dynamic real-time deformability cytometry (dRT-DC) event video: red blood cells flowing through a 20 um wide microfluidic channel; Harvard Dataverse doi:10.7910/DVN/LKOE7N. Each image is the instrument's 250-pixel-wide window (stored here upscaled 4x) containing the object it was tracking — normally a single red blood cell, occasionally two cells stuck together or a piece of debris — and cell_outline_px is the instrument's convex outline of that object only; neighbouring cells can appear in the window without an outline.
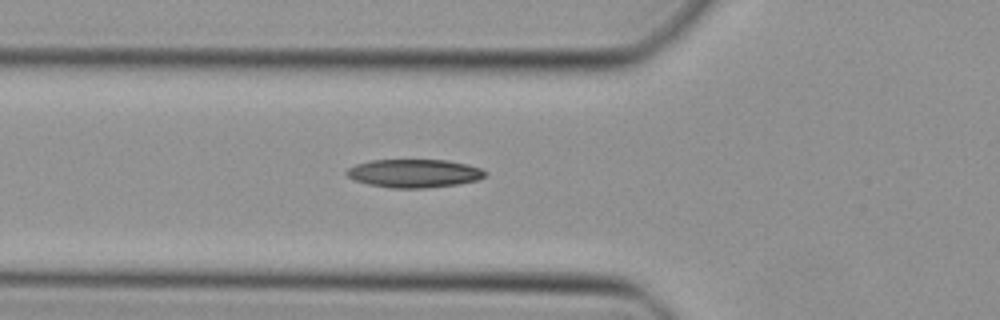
{"species": "Egyptian fruit bat (a non-hibernating species)", "species_latin": "Rousettus aegyptiacus", "temperature_condition": "cold", "stored_images_in_passage": 29, "camera_frame_rate_fps": 3000, "um_per_image_px": 0.085, "animal": {"sex": "female"}, "frame": {"image": 1, "passage_image": 2, "time_ms": 0.333, "image_size_px": [1000, 320], "cell_outline_px": [[488, 176], [480, 180], [460, 184], [424, 188], [392, 188], [368, 184], [356, 180], [348, 176], [344, 172], [348, 168], [356, 164], [372, 160], [448, 160], [468, 164], [480, 168], [488, 172]], "centroid_in_image_um": [35.27, 14.73], "position_along_channel_um": 90.5, "area_um2": 23.06}}
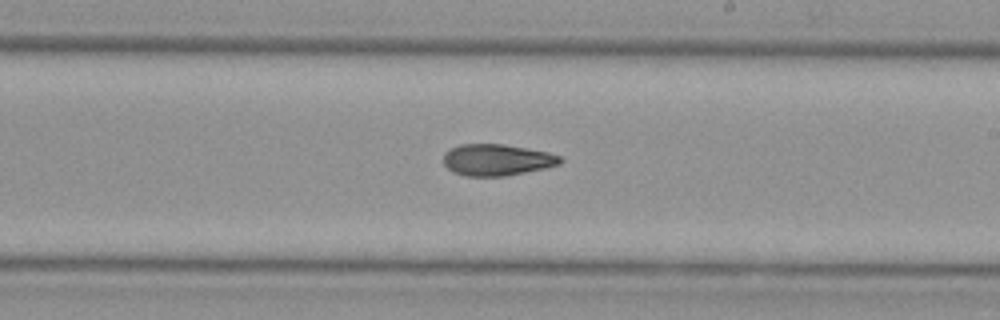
{"frame": {"image": 2, "passage_image": 13, "time_ms": 4.0, "image_size_px": [1000, 320], "cell_outline_px": [[564, 160], [560, 164], [544, 168], [504, 176], [468, 176], [452, 172], [444, 164], [444, 152], [460, 144], [504, 144], [548, 152], [560, 156]], "centroid_in_image_um": [42.23, 13.58], "position_along_channel_um": 246.8, "area_um2": 21.33}}
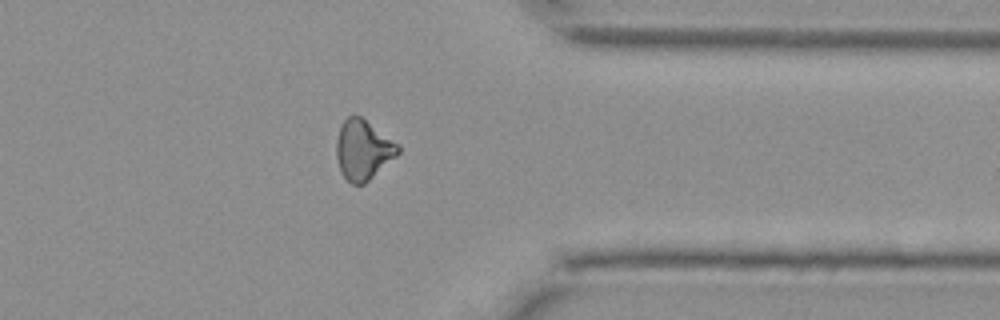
{"frame": {"image": 3, "passage_image": 23, "time_ms": 7.333, "image_size_px": [1000, 320], "cell_outline_px": [[400, 152], [396, 156], [364, 184], [352, 184], [340, 172], [336, 156], [336, 140], [340, 128], [344, 120], [348, 116], [360, 116], [400, 144]], "centroid_in_image_um": [30.86, 12.73], "position_along_channel_um": 380.5, "area_um2": 21.39}}